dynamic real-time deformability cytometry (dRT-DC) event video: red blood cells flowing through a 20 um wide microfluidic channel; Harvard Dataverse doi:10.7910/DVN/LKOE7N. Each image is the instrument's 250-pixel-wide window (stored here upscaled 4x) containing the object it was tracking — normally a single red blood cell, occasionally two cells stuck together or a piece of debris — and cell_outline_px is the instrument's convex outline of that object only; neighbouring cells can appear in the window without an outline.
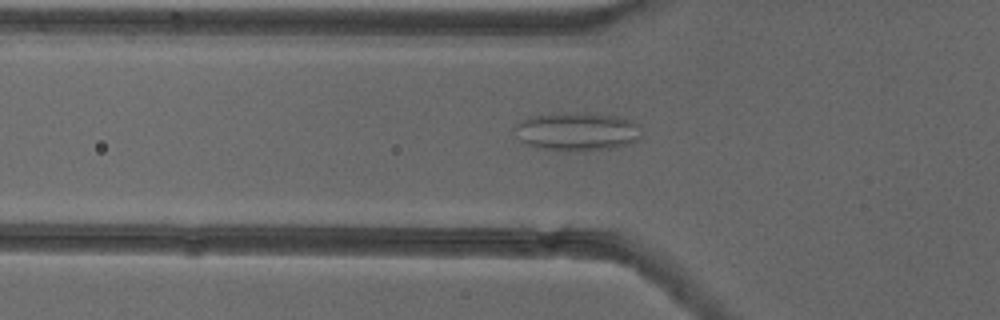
{"species": "common noctule bat (a hibernating species)", "species_latin": "Nyctalus noctula", "temperature_condition": "cold", "stored_images_in_passage": 37, "camera_frame_rate_fps": 3000, "um_per_image_px": 0.085, "animal": {"sex": "female"}, "frame": {"image": 1, "passage_image": 3, "time_ms": 0.667, "image_size_px": [1000, 320], "cell_outline_px": [[640, 140], [616, 148], [584, 152], [560, 152], [536, 148], [524, 144], [520, 140], [512, 128], [516, 124], [528, 116], [596, 112], [616, 116], [632, 120], [640, 124]], "centroid_in_image_um": [49.06, 11.22], "position_along_channel_um": 76.7, "area_um2": 29.3}}
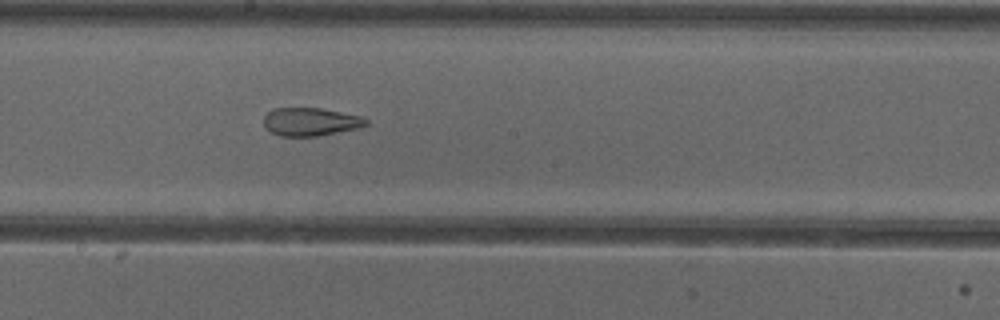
{"frame": {"image": 2, "passage_image": 14, "time_ms": 4.333, "image_size_px": [1000, 320], "cell_outline_px": [[368, 124], [360, 128], [320, 136], [280, 136], [272, 132], [264, 124], [264, 116], [272, 108], [320, 108], [364, 116], [368, 120]], "centroid_in_image_um": [26.45, 10.35], "position_along_channel_um": 221.7, "area_um2": 16.94}}
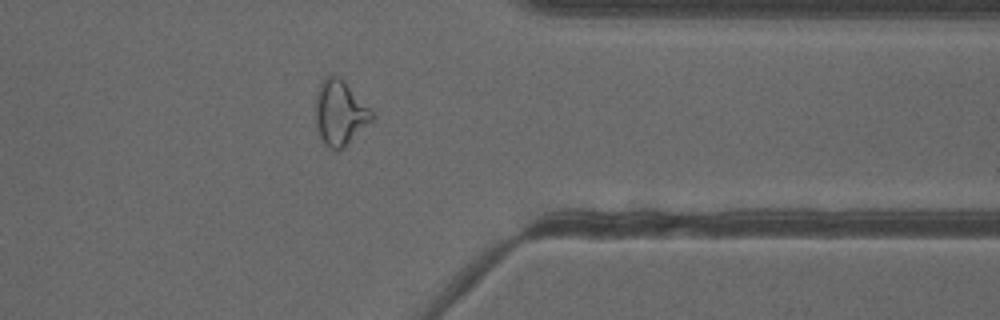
{"frame": {"image": 3, "passage_image": 27, "time_ms": 8.667, "image_size_px": [1000, 320], "cell_outline_px": [[376, 116], [340, 152], [336, 152], [328, 148], [320, 136], [316, 124], [316, 96], [320, 84], [328, 76], [340, 76], [372, 108]], "centroid_in_image_um": [28.93, 9.61], "position_along_channel_um": 382.5, "area_um2": 21.56}, "authors_computed_cell_mechanics": {"area_um2": 19.7676, "velocity_mm_per_s": 3.9153, "shape_relaxation_time_tau1_ms": null, "shape_relaxation_time_tau2_ms": 1.7422, "deformation_change_tau1": null, "deformation_change_tau2": 0.1043}}